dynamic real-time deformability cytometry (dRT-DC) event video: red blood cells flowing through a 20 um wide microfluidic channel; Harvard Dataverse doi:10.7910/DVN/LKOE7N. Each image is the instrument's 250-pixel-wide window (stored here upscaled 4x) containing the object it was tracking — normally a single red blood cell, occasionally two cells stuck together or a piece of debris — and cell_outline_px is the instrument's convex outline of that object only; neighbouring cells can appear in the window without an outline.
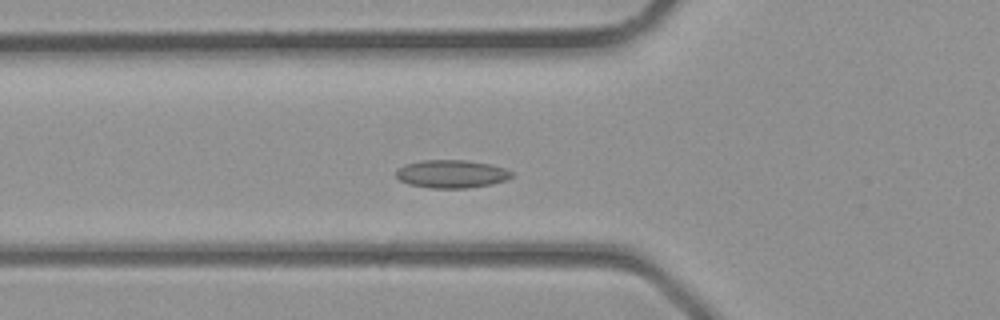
{"species": "common noctule bat (a hibernating species)", "species_latin": "Nyctalus noctula", "temperature_condition": "room temperature", "stored_images_in_passage": 28, "camera_frame_rate_fps": 3000, "um_per_image_px": 0.085, "animal": {"sex": "male", "body_mass_g": 23.1, "forearm_length_mm": 52.7}, "frame": {"image": 1, "passage_image": 4, "time_ms": 1.0, "image_size_px": [1000, 320], "cell_outline_px": [[512, 176], [508, 180], [492, 184], [468, 188], [428, 188], [408, 184], [400, 180], [396, 176], [396, 168], [404, 164], [424, 160], [468, 160], [488, 164], [504, 168], [512, 172]], "centroid_in_image_um": [38.36, 14.79], "position_along_channel_um": 87.4, "area_um2": 19.02}}
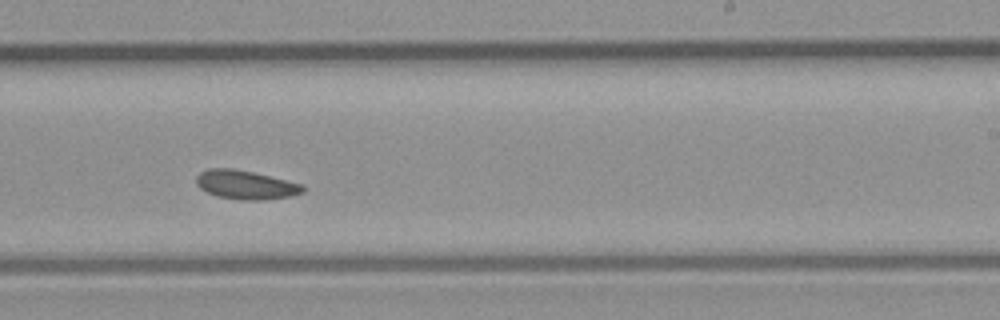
{"frame": {"image": 2, "passage_image": 14, "time_ms": 4.333, "image_size_px": [1000, 320], "cell_outline_px": [[304, 192], [292, 196], [264, 200], [240, 200], [216, 196], [200, 188], [196, 184], [196, 176], [200, 172], [208, 168], [232, 168], [252, 172], [304, 184]], "centroid_in_image_um": [20.89, 15.71], "position_along_channel_um": 268.1, "area_um2": 18.03}}
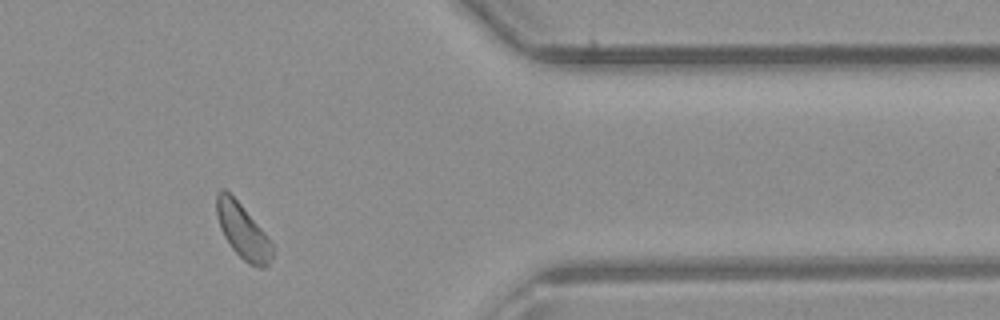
{"frame": {"image": 3, "passage_image": 22, "time_ms": 7.0, "image_size_px": [1000, 320], "cell_outline_px": [[272, 260], [268, 268], [256, 268], [248, 264], [232, 248], [224, 236], [220, 228], [216, 216], [216, 192], [220, 188], [224, 188], [240, 204], [264, 232], [272, 244]], "centroid_in_image_um": [20.62, 19.67], "position_along_channel_um": 390.8, "area_um2": 17.8}}